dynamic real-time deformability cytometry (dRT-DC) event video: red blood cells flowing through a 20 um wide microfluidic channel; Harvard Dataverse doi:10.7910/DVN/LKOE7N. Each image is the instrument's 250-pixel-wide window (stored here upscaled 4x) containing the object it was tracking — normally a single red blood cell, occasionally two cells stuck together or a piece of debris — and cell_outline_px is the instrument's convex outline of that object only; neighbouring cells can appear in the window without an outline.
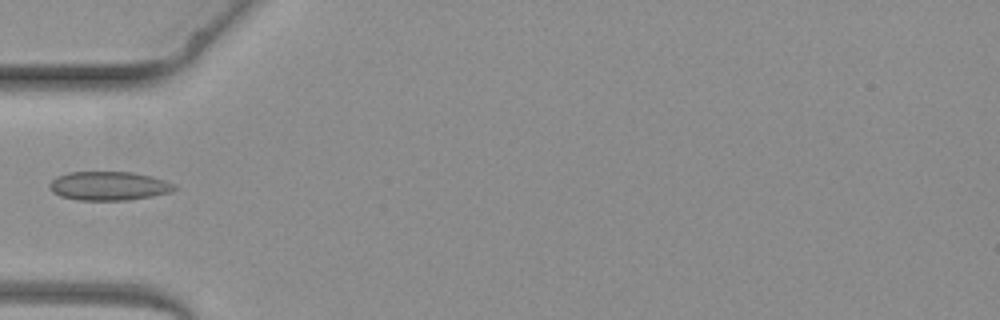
{"species": "common noctule bat (a hibernating species)", "species_latin": "Nyctalus noctula", "temperature_condition": "warm", "stored_images_in_passage": 4, "camera_frame_rate_fps": 3000, "um_per_image_px": 0.085, "animal": {"sex": "female", "body_mass_g": 19.3, "forearm_length_mm": 54.1}, "frame": {"image": 1, "passage_image": 4, "time_ms": 4.333, "image_size_px": [1000, 320], "cell_outline_px": [[176, 188], [172, 192], [152, 196], [128, 200], [76, 200], [60, 196], [52, 192], [48, 188], [48, 184], [56, 176], [68, 172], [132, 172], [152, 176], [176, 184]], "centroid_in_image_um": [9.23, 15.8], "position_along_channel_um": 75.8, "area_um2": 21.21}}